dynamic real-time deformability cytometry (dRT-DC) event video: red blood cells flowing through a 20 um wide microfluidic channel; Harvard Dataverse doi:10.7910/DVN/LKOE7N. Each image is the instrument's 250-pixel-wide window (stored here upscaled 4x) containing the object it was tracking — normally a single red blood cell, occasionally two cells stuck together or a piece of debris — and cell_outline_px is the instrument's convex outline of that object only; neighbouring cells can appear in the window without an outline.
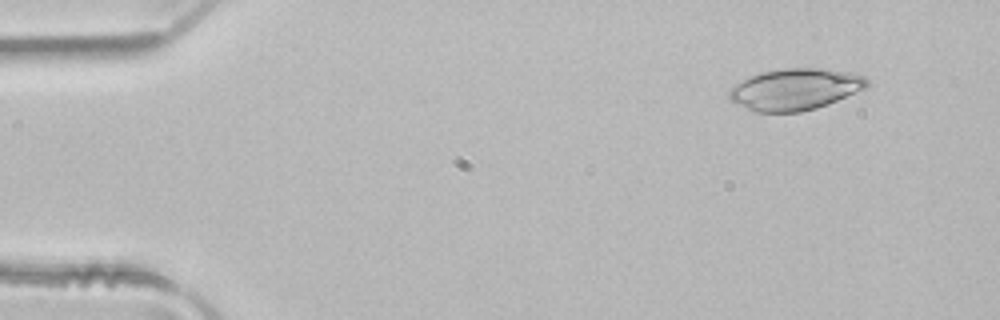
{"species": "common noctule bat (a hibernating species)", "species_latin": "Nyctalus noctula", "temperature_condition": "room temperature", "stored_images_in_passage": 5, "camera_frame_rate_fps": 3000, "um_per_image_px": 0.085, "animal": {"sex": "male", "body_mass_g": 21.5, "forearm_length_mm": 52.0}, "frame": {"image": 1, "passage_image": 5, "time_ms": 1.333, "image_size_px": [1000, 320], "cell_outline_px": [[868, 88], [816, 108], [800, 112], [756, 112], [728, 100], [728, 88], [748, 76], [760, 72], [784, 68], [820, 68], [848, 72], [864, 76], [868, 80]], "centroid_in_image_um": [67.55, 7.58], "position_along_channel_um": 17.5, "area_um2": 33.52}}